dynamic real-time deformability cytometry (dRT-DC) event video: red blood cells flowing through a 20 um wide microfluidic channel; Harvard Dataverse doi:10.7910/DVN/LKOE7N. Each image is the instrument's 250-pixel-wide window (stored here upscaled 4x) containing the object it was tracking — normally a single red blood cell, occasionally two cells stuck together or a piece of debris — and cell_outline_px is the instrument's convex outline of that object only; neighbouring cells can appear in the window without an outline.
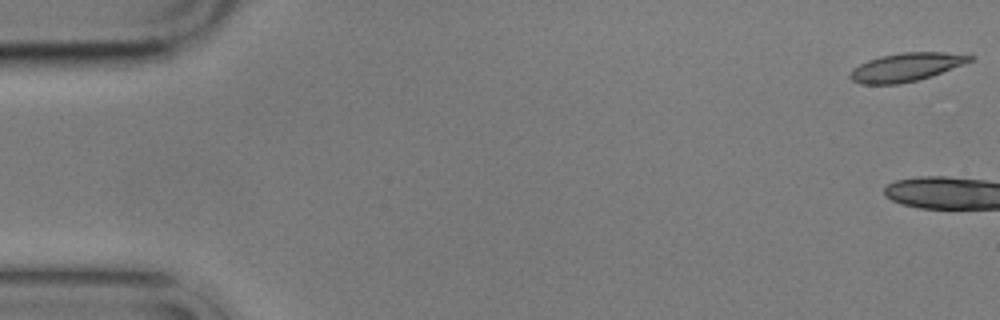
{"species": "common noctule bat (a hibernating species)", "species_latin": "Nyctalus noctula", "temperature_condition": "cold", "stored_images_in_passage": 5, "camera_frame_rate_fps": 3000, "um_per_image_px": 0.085, "animal": {"sex": "male", "body_mass_g": 17.9}, "frame": {"image": 1, "passage_image": 1, "time_ms": 0.0, "image_size_px": [1000, 320], "cell_outline_px": [[976, 56], [972, 60], [964, 64], [932, 76], [916, 80], [896, 84], [860, 84], [852, 80], [848, 76], [852, 68], [868, 60], [880, 56], [900, 52], [944, 52]], "centroid_in_image_um": [77.0, 5.7], "position_along_channel_um": 8.0, "area_um2": 19.83}}